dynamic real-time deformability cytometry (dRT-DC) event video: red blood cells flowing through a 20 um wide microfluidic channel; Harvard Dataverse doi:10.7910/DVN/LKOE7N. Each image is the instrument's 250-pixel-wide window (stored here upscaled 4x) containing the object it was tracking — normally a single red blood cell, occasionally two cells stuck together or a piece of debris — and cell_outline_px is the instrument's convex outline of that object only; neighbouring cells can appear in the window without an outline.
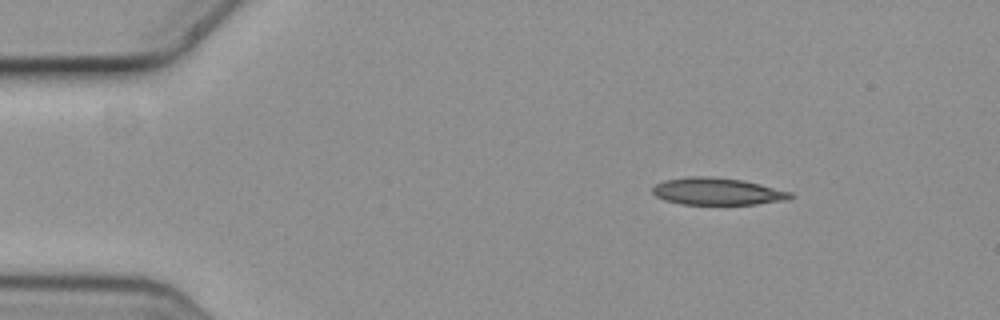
{"species": "common noctule bat (a hibernating species)", "species_latin": "Nyctalus noctula", "temperature_condition": "cold", "stored_images_in_passage": 4, "camera_frame_rate_fps": 3000, "um_per_image_px": 0.085, "animal": {"sex": "female", "body_mass_g": 19.3, "forearm_length_mm": 54.1}, "frame": {"image": 1, "passage_image": 1, "time_ms": 0.0, "image_size_px": [1000, 320], "cell_outline_px": [[792, 196], [788, 200], [756, 204], [680, 204], [664, 200], [656, 196], [652, 192], [652, 188], [656, 184], [664, 180], [692, 176], [708, 176], [740, 180], [792, 192]], "centroid_in_image_um": [60.93, 16.28], "position_along_channel_um": 24.1, "area_um2": 21.56}}